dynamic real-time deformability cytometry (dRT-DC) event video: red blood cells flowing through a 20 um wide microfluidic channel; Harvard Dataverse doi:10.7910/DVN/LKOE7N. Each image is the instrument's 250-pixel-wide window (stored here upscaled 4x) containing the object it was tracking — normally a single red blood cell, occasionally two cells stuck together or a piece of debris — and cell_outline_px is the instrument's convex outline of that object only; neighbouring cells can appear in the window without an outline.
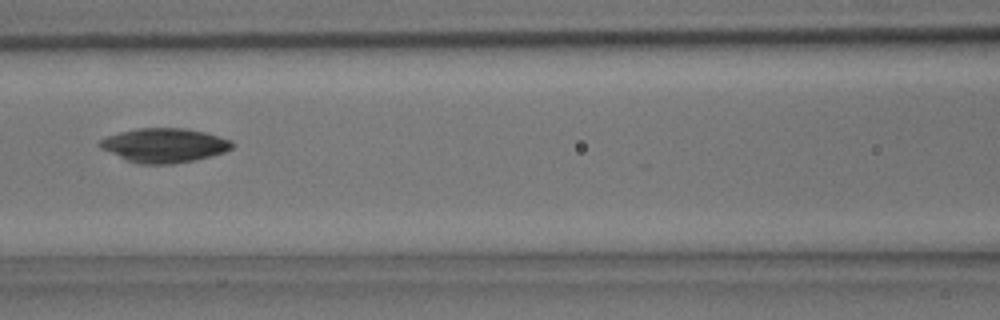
{"species": "common noctule bat (a hibernating species)", "species_latin": "Nyctalus noctula", "temperature_condition": "room temperature", "stored_images_in_passage": 6, "camera_frame_rate_fps": 3000, "um_per_image_px": 0.085, "animal": {"sex": "male", "body_mass_g": 15.6}, "frame": {"image": 1, "passage_image": 6, "time_ms": 1.667, "image_size_px": [1000, 320], "cell_outline_px": [[232, 148], [224, 152], [196, 160], [172, 164], [140, 164], [128, 160], [100, 148], [96, 144], [100, 140], [108, 136], [120, 132], [136, 128], [184, 128], [204, 132], [232, 140]], "centroid_in_image_um": [13.95, 12.35], "position_along_channel_um": 152.6, "area_um2": 26.24}}